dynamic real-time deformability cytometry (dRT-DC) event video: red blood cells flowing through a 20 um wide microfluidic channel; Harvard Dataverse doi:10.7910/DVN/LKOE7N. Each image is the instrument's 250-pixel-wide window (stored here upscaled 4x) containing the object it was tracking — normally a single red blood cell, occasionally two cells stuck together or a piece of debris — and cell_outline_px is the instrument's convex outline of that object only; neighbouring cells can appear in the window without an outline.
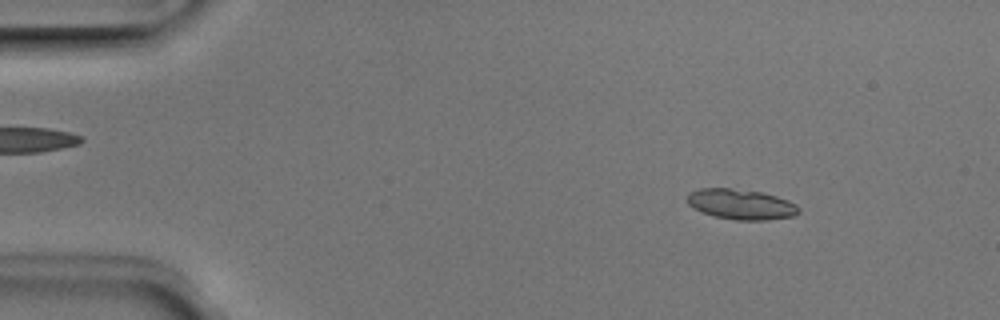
{"species": "Egyptian fruit bat (a non-hibernating species)", "species_latin": "Rousettus aegyptiacus", "temperature_condition": "room temperature", "stored_images_in_passage": 50, "camera_frame_rate_fps": 3000, "um_per_image_px": 0.085, "animal": {"sex": "male"}, "frame": {"image": 1, "passage_image": 6, "time_ms": 1.667, "image_size_px": [1000, 320], "cell_outline_px": [[800, 212], [792, 216], [768, 220], [736, 220], [712, 216], [692, 208], [688, 204], [688, 192], [700, 188], [728, 188], [764, 192], [788, 200], [796, 204], [800, 208]], "centroid_in_image_um": [62.98, 17.36], "position_along_channel_um": 22.0, "area_um2": 19.88}}
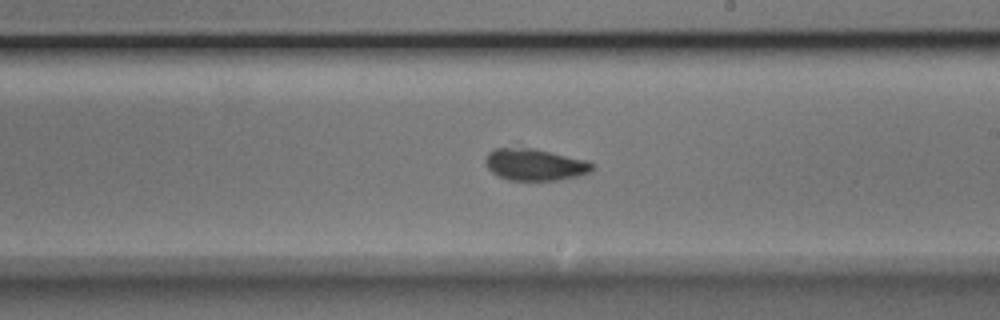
{"frame": {"image": 2, "passage_image": 29, "time_ms": 9.333, "image_size_px": [1000, 320], "cell_outline_px": [[596, 168], [592, 172], [560, 180], [508, 180], [492, 172], [488, 168], [484, 160], [488, 152], [492, 148], [532, 148], [588, 160], [596, 164]], "centroid_in_image_um": [45.51, 13.99], "position_along_channel_um": 243.5, "area_um2": 19.94}}
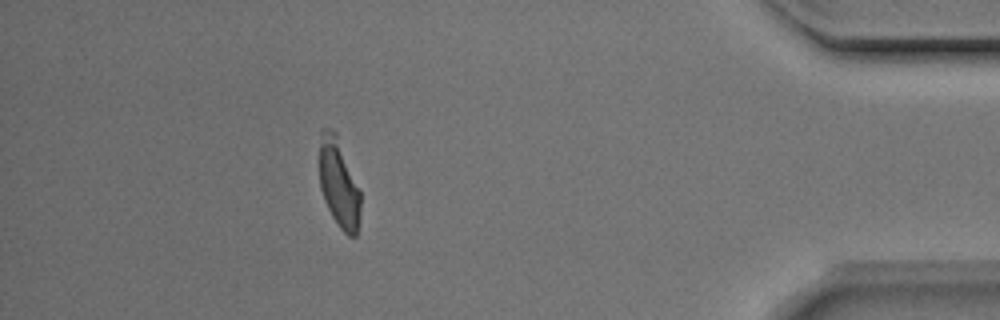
{"frame": {"image": 3, "passage_image": 45, "time_ms": 14.667, "image_size_px": [1000, 320], "cell_outline_px": [[360, 216], [356, 236], [348, 236], [340, 228], [332, 216], [324, 200], [320, 188], [320, 128], [332, 128], [336, 132], [360, 192]], "centroid_in_image_um": [28.79, 15.58], "position_along_channel_um": 406.4, "area_um2": 21.1}}